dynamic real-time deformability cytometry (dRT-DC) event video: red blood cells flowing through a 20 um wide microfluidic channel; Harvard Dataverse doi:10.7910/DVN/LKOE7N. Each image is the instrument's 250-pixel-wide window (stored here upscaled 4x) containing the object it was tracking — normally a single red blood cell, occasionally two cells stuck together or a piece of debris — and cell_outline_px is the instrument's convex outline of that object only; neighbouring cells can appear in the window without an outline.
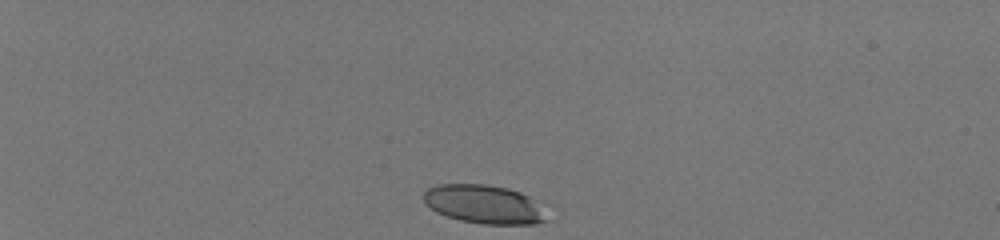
{"species": "human", "species_latin": "Homo sapiens", "temperature_condition": "room temperature", "stored_images_in_passage": 37, "camera_frame_rate_fps": 3000, "um_per_image_px": 0.085, "donor": {"sex": "male"}, "frame": {"image": 1, "passage_image": 1, "time_ms": 0.0, "image_size_px": [1000, 240], "cell_outline_px": [[548, 220], [536, 224], [484, 224], [460, 220], [436, 212], [424, 204], [424, 192], [428, 188], [440, 184], [484, 184], [508, 188], [520, 192], [528, 196]], "centroid_in_image_um": [41.07, 17.36], "position_along_channel_um": 43.9, "area_um2": 27.28}}
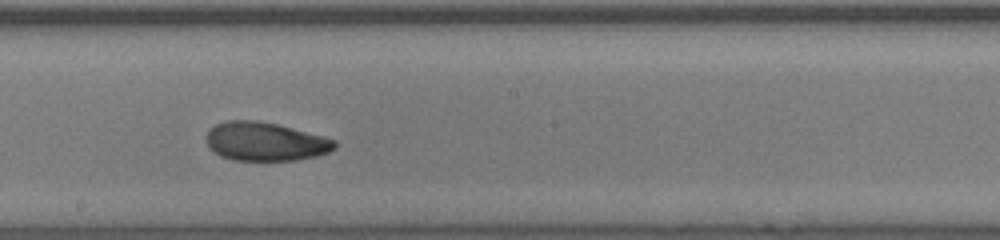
{"frame": {"image": 2, "passage_image": 21, "time_ms": 6.667, "image_size_px": [1000, 240], "cell_outline_px": [[336, 148], [328, 152], [316, 156], [296, 160], [232, 160], [220, 156], [208, 148], [208, 128], [224, 120], [256, 120], [276, 124], [292, 128], [336, 140]], "centroid_in_image_um": [22.52, 12.03], "position_along_channel_um": 225.7, "area_um2": 28.84}}
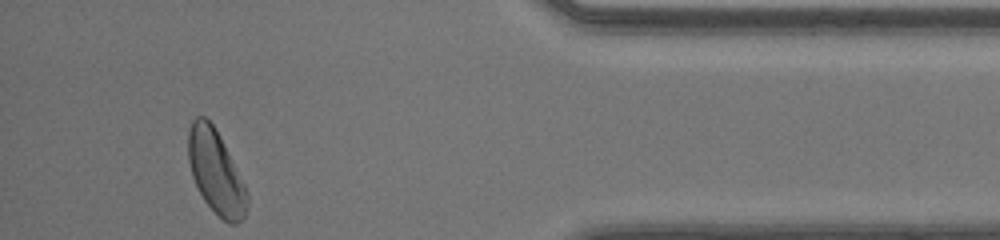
{"frame": {"image": 3, "passage_image": 37, "time_ms": 12.0, "image_size_px": [1000, 240], "cell_outline_px": [[248, 204], [244, 216], [236, 224], [228, 224], [204, 200], [192, 176], [188, 160], [188, 128], [192, 120], [196, 116], [204, 116], [212, 124], [244, 184], [248, 192]], "centroid_in_image_um": [18.32, 14.63], "position_along_channel_um": 416.9, "area_um2": 27.98}, "authors_computed_cell_mechanics": {"area_um2": 28.7844, "velocity_mm_per_s": 4.1272, "shape_relaxation_time_tau1_ms": 4.058, "shape_relaxation_time_tau2_ms": 1.6196, "deformation_change_tau1": 0.1448, "deformation_change_tau2": 0.0698}}